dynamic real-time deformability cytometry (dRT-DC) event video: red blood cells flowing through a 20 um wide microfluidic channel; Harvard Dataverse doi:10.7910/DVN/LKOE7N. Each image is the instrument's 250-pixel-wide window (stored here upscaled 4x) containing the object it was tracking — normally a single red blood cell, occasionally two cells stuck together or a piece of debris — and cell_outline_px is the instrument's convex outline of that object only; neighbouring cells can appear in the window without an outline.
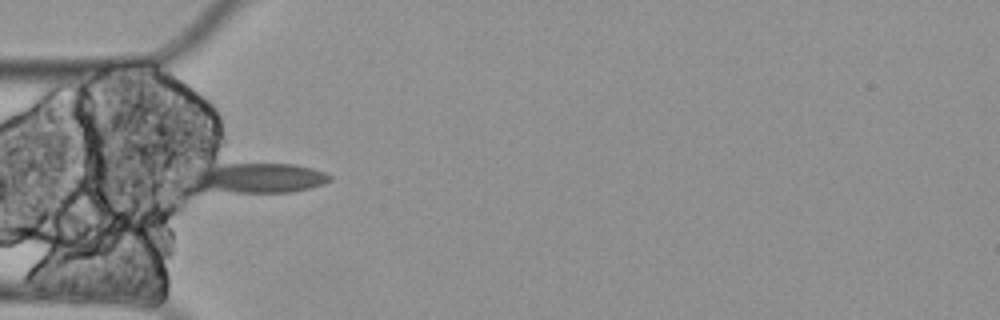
{"species": "Egyptian fruit bat (a non-hibernating species)", "species_latin": "Rousettus aegyptiacus", "temperature_condition": "cold", "stored_images_in_passage": 7, "camera_frame_rate_fps": 3000, "um_per_image_px": 0.085, "animal": {"sex": "female"}, "frame": {"image": 1, "passage_image": 5, "time_ms": 1.333, "image_size_px": [1000, 320], "cell_outline_px": [[332, 180], [324, 184], [292, 192], [196, 192], [188, 180], [188, 176], [204, 168], [220, 164], [296, 164], [312, 168], [324, 172], [332, 176]], "centroid_in_image_um": [21.85, 15.15], "position_along_channel_um": 63.2, "area_um2": 24.8}}
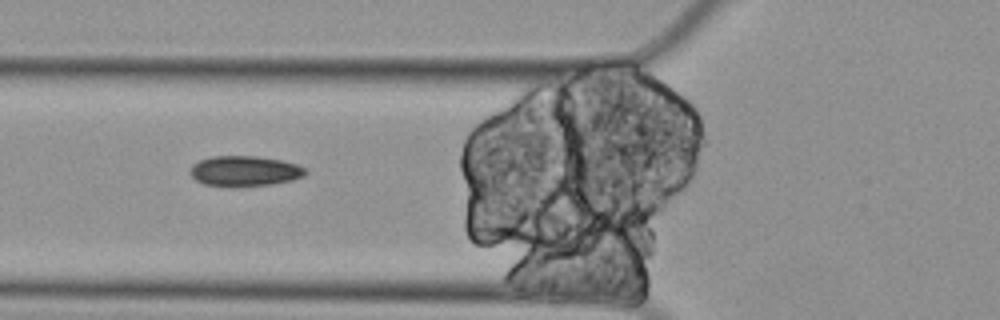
{"frame": {"image": 2, "passage_image": 6, "time_ms": 1.667, "image_size_px": [1000, 320], "cell_outline_px": [[308, 172], [304, 176], [292, 180], [272, 184], [204, 184], [196, 180], [188, 172], [192, 164], [200, 160], [212, 156], [256, 156], [280, 160], [296, 164], [304, 168]], "centroid_in_image_um": [20.79, 14.5], "position_along_channel_um": 105.0, "area_um2": 19.71}}
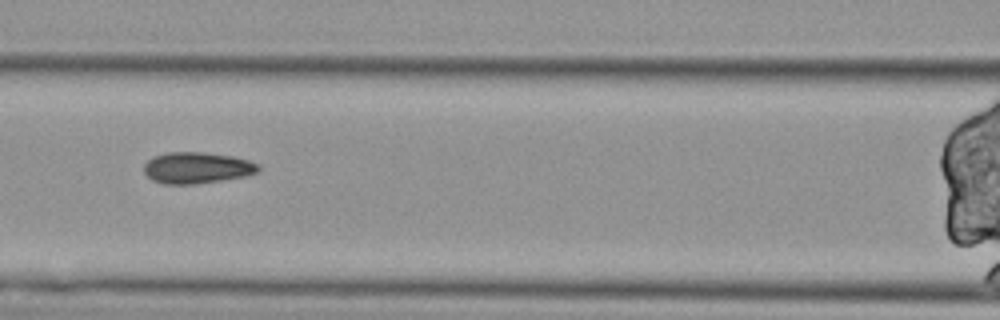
{"frame": {"image": 3, "passage_image": 7, "time_ms": 2.0, "image_size_px": [1000, 320], "cell_outline_px": [[260, 172], [248, 176], [196, 184], [164, 184], [152, 180], [144, 172], [144, 164], [152, 156], [168, 152], [204, 152], [232, 156], [248, 160], [260, 164]], "centroid_in_image_um": [16.77, 14.26], "position_along_channel_um": 149.8, "area_um2": 21.15}}